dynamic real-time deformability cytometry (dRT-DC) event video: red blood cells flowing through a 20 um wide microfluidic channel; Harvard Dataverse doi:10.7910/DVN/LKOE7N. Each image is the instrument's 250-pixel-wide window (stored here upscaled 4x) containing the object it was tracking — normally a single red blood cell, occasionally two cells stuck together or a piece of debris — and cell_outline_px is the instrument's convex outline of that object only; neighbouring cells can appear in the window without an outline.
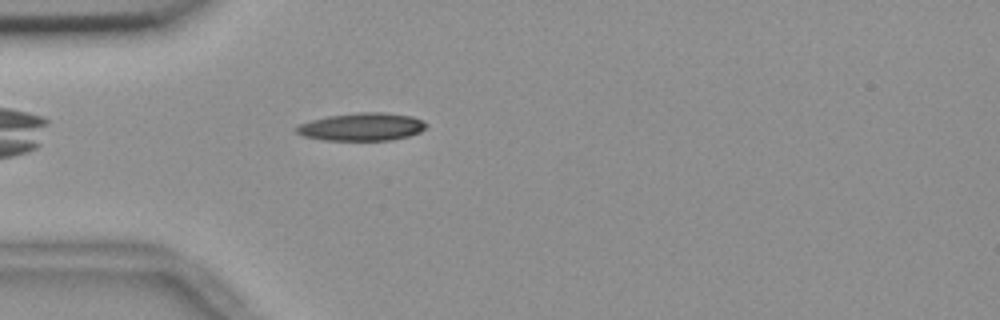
{"species": "common noctule bat (a hibernating species)", "species_latin": "Nyctalus noctula", "temperature_condition": "room temperature", "stored_images_in_passage": 4, "camera_frame_rate_fps": 3000, "um_per_image_px": 0.085, "animal": {"sex": "female", "body_mass_g": 18.4}, "frame": {"image": 1, "passage_image": 4, "time_ms": 1.0, "image_size_px": [1000, 320], "cell_outline_px": [[428, 124], [420, 132], [408, 136], [392, 140], [324, 140], [304, 136], [296, 132], [296, 128], [300, 124], [312, 120], [328, 116], [356, 112], [380, 112], [412, 116]], "centroid_in_image_um": [30.76, 10.78], "position_along_channel_um": 54.2, "area_um2": 20.87}}